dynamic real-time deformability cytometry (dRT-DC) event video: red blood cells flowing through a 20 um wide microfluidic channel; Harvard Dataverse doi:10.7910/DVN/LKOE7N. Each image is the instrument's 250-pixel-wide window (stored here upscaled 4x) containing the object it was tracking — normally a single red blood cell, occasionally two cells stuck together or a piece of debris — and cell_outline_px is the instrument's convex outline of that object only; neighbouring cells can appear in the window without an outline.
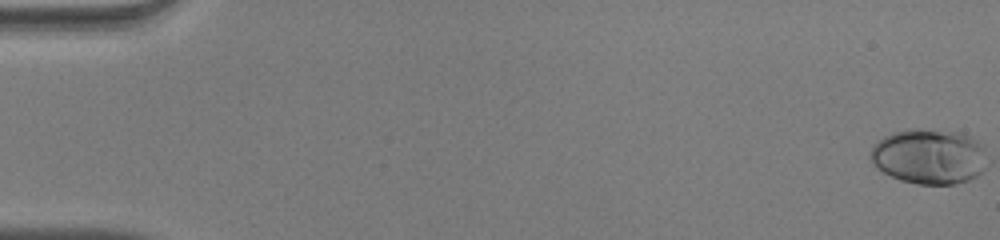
{"species": "human", "species_latin": "Homo sapiens", "temperature_condition": "warm", "stored_images_in_passage": 52, "camera_frame_rate_fps": 3000, "um_per_image_px": 0.085, "donor": {"sex": "male"}, "frame": {"image": 1, "passage_image": 1, "time_ms": 0.0, "image_size_px": [1000, 240], "cell_outline_px": [[984, 168], [976, 176], [968, 180], [956, 184], [916, 184], [900, 180], [876, 168], [872, 164], [868, 156], [872, 144], [884, 136], [892, 132], [964, 132], [972, 136], [984, 148]], "centroid_in_image_um": [78.93, 13.34], "position_along_channel_um": 6.1, "area_um2": 36.88}}
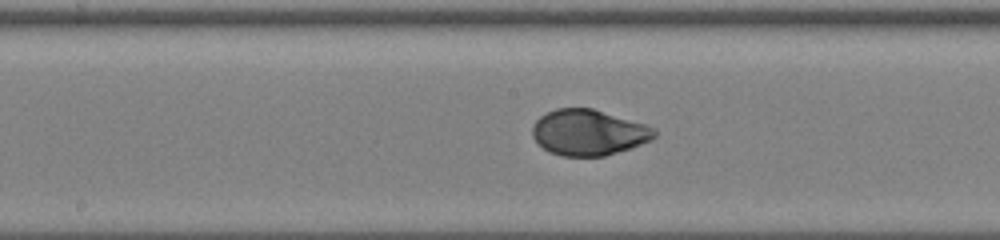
{"frame": {"image": 2, "passage_image": 28, "time_ms": 9.0, "image_size_px": [1000, 240], "cell_outline_px": [[656, 136], [652, 140], [632, 148], [604, 156], [560, 156], [548, 152], [532, 136], [532, 128], [536, 120], [540, 116], [556, 108], [592, 108], [644, 124], [656, 128]], "centroid_in_image_um": [50.04, 11.27], "position_along_channel_um": 198.2, "area_um2": 32.6}}
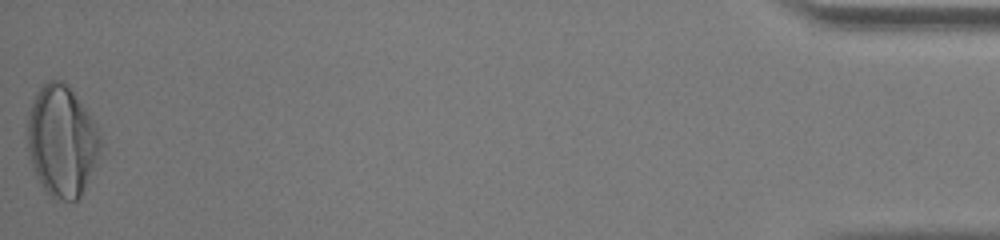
{"frame": {"image": 3, "passage_image": 52, "time_ms": 17.0, "image_size_px": [1000, 240], "cell_outline_px": [[100, 148], [80, 196], [76, 200], [64, 200], [52, 196], [40, 184], [36, 176], [28, 152], [24, 136], [28, 112], [32, 100], [40, 84], [48, 80], [64, 80], [68, 84], [88, 112], [96, 124], [100, 136]], "centroid_in_image_um": [5.18, 11.9], "position_along_channel_um": 430.0, "area_um2": 47.34}, "authors_computed_cell_mechanics": {"area_um2": 33.6107, "velocity_mm_per_s": 4.0815, "shape_relaxation_time_tau1_ms": 4.1289, "shape_relaxation_time_tau2_ms": null, "deformation_change_tau1": 0.2137, "deformation_change_tau2": null}}